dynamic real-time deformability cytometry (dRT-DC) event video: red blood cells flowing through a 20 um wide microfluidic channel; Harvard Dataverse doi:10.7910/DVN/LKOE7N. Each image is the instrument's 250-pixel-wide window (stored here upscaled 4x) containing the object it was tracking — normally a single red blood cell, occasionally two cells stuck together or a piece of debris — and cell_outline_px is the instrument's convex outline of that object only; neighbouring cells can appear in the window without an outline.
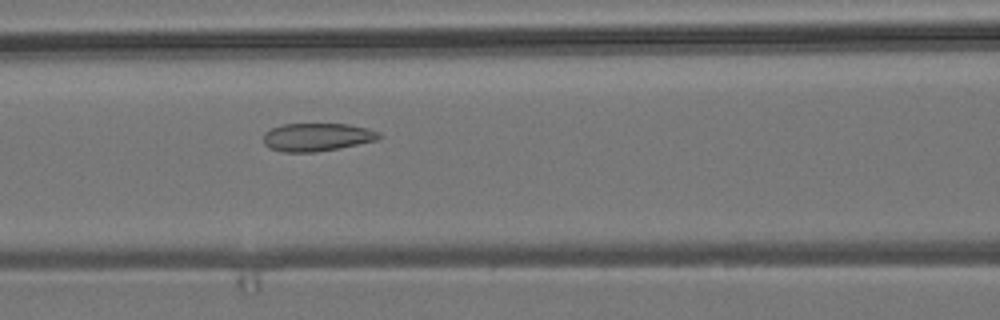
{"species": "common noctule bat (a hibernating species)", "species_latin": "Nyctalus noctula", "temperature_condition": "room temperature", "stored_images_in_passage": 53, "segment_of_instrument_passage": [1, 2], "camera_frame_rate_fps": 3000, "um_per_image_px": 0.085, "animal": {"sex": "male", "body_mass_g": 19.2, "forearm_length_mm": 51.8}, "frame": {"image": 1, "passage_image": 21, "time_ms": 6.667, "image_size_px": [1000, 320], "cell_outline_px": [[384, 136], [380, 140], [340, 148], [316, 152], [284, 152], [268, 148], [264, 144], [264, 132], [280, 124], [348, 124], [368, 128], [380, 132]], "centroid_in_image_um": [26.99, 11.65], "position_along_channel_um": 139.6, "area_um2": 19.25}}
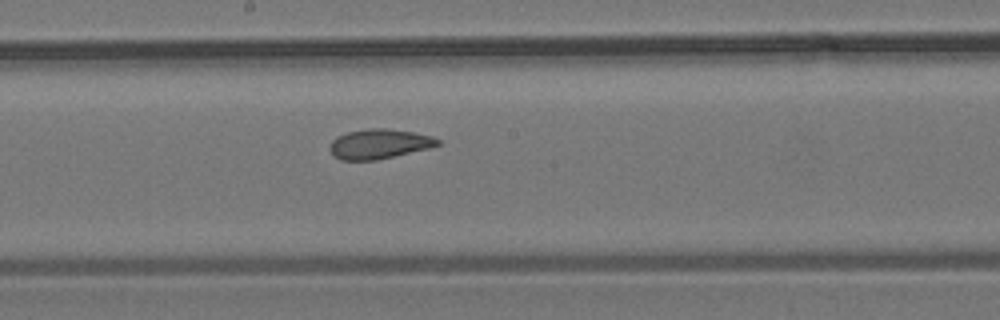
{"frame": {"image": 2, "passage_image": 27, "time_ms": 8.667, "image_size_px": [1000, 320], "cell_outline_px": [[440, 144], [428, 148], [376, 160], [340, 160], [332, 156], [328, 148], [332, 140], [336, 136], [348, 132], [368, 128], [388, 128], [412, 132], [432, 136], [440, 140]], "centroid_in_image_um": [32.17, 12.23], "position_along_channel_um": 216.0, "area_um2": 18.73}}
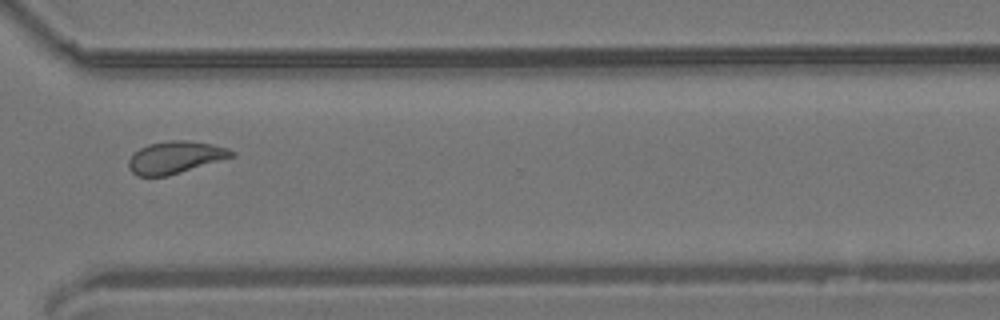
{"frame": {"image": 3, "passage_image": 38, "time_ms": 12.333, "image_size_px": [1000, 320], "cell_outline_px": [[236, 156], [168, 176], [136, 176], [128, 168], [128, 160], [132, 152], [148, 144], [168, 140], [188, 140], [212, 144], [228, 148], [236, 152]], "centroid_in_image_um": [14.89, 13.37], "position_along_channel_um": 355.7, "area_um2": 19.65}}